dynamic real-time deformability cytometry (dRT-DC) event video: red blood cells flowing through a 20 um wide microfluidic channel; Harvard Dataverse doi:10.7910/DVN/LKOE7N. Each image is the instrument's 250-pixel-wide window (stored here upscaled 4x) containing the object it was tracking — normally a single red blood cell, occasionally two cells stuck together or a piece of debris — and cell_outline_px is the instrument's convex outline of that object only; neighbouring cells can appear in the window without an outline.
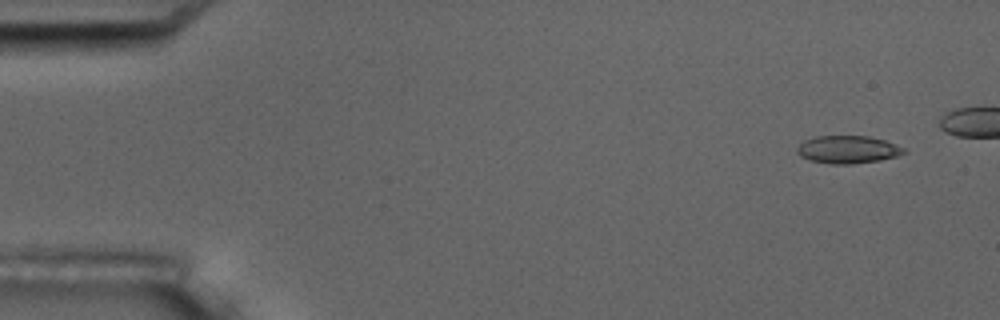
{"species": "common noctule bat (a hibernating species)", "species_latin": "Nyctalus noctula", "temperature_condition": "room temperature", "stored_images_in_passage": 7, "camera_frame_rate_fps": 3000, "um_per_image_px": 0.085, "animal": {"sex": "male", "body_mass_g": 17.5, "forearm_length_mm": 52.3}, "frame": {"image": 1, "passage_image": 1, "time_ms": 0.0, "image_size_px": [1000, 320], "cell_outline_px": [[908, 152], [896, 156], [880, 160], [852, 164], [832, 164], [812, 160], [800, 156], [796, 152], [796, 148], [804, 140], [816, 136], [868, 136], [884, 140], [896, 144], [904, 148]], "centroid_in_image_um": [72.07, 12.71], "position_along_channel_um": 12.9, "area_um2": 17.22}}